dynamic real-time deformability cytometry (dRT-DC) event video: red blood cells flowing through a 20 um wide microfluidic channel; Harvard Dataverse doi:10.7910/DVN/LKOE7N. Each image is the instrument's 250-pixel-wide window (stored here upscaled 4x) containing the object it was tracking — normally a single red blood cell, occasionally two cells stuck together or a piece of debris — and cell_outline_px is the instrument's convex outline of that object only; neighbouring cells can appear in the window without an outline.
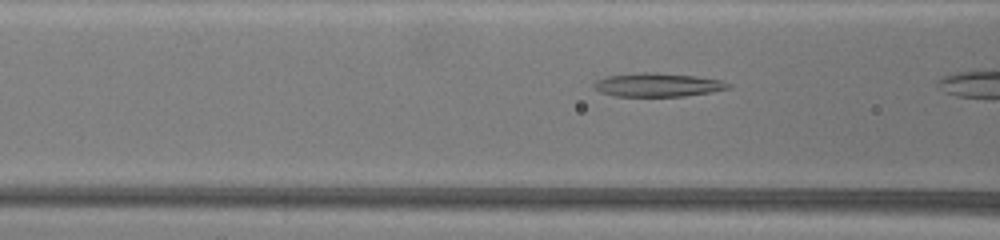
{"species": "common noctule bat (a hibernating species)", "species_latin": "Nyctalus noctula", "temperature_condition": "warm", "stored_images_in_passage": 6, "camera_frame_rate_fps": 3000, "um_per_image_px": 0.085, "animal": {"sex": "female", "body_mass_g": 19.5, "forearm_length_mm": 54.1}, "frame": {"image": 1, "passage_image": 5, "time_ms": 1.333, "image_size_px": [1000, 240], "cell_outline_px": [[732, 88], [712, 92], [684, 96], [616, 96], [600, 92], [592, 88], [592, 84], [596, 80], [608, 76], [644, 72], [652, 72], [696, 76], [720, 80], [732, 84]], "centroid_in_image_um": [55.91, 7.22], "position_along_channel_um": 110.7, "area_um2": 18.55}}